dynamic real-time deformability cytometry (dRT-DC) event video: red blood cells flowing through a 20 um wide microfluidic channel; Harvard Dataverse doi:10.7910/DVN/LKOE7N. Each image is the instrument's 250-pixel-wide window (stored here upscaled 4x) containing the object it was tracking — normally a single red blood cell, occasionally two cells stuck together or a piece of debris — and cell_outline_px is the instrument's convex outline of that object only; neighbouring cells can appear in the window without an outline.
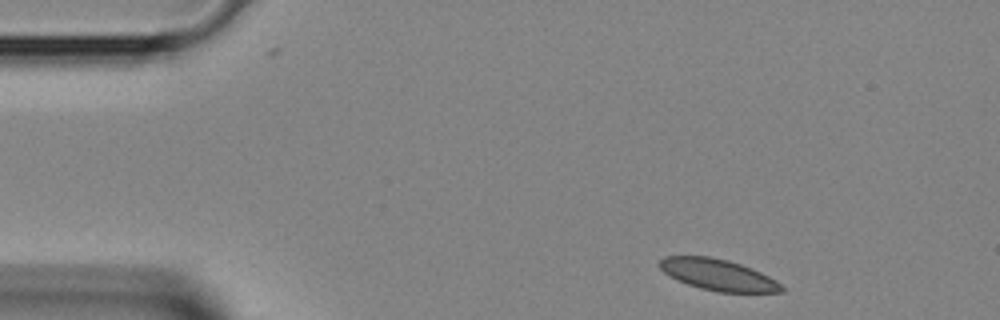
{"species": "Egyptian fruit bat (a non-hibernating species)", "species_latin": "Rousettus aegyptiacus", "temperature_condition": "room temperature", "stored_images_in_passage": 2, "camera_frame_rate_fps": 3000, "um_per_image_px": 0.085, "animal": {"sex": "female"}, "frame": {"image": 1, "passage_image": 1, "time_ms": 0.0, "image_size_px": [1000, 320], "cell_outline_px": [[784, 292], [716, 292], [700, 288], [676, 280], [664, 272], [660, 268], [660, 260], [664, 256], [708, 256], [728, 260], [752, 268], [776, 280], [784, 288]], "centroid_in_image_um": [61.03, 23.36], "position_along_channel_um": 24.0, "area_um2": 22.14}}